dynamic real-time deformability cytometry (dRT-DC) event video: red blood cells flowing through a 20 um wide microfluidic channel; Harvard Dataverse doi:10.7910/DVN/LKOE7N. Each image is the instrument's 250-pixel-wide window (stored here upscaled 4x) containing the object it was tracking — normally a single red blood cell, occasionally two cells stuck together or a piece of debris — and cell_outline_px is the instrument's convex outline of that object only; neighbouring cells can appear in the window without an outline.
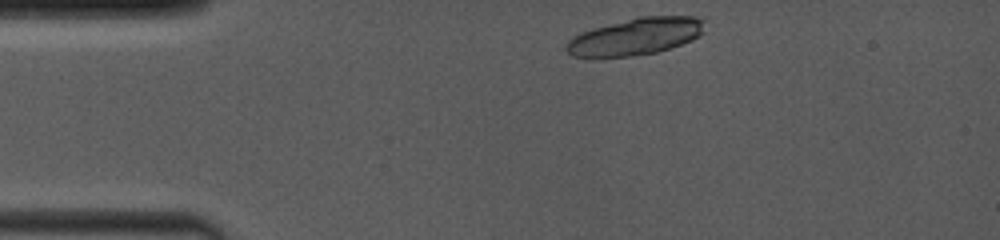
{"species": "common noctule bat (a hibernating species)", "species_latin": "Nyctalus noctula", "temperature_condition": "room temperature", "stored_images_in_passage": 6, "camera_frame_rate_fps": 4000, "um_per_image_px": 0.085, "animal": {"sex": "female", "body_mass_g": 19.0, "forearm_length_mm": 53.3}, "frame": {"image": 1, "passage_image": 1, "time_ms": 0.0, "image_size_px": [1000, 240], "cell_outline_px": [[704, 32], [700, 36], [692, 40], [656, 52], [628, 56], [572, 56], [564, 48], [568, 40], [580, 32], [592, 28], [640, 16], [696, 16], [704, 20]], "centroid_in_image_um": [54.04, 3.08], "position_along_channel_um": 31.0, "area_um2": 29.59}}